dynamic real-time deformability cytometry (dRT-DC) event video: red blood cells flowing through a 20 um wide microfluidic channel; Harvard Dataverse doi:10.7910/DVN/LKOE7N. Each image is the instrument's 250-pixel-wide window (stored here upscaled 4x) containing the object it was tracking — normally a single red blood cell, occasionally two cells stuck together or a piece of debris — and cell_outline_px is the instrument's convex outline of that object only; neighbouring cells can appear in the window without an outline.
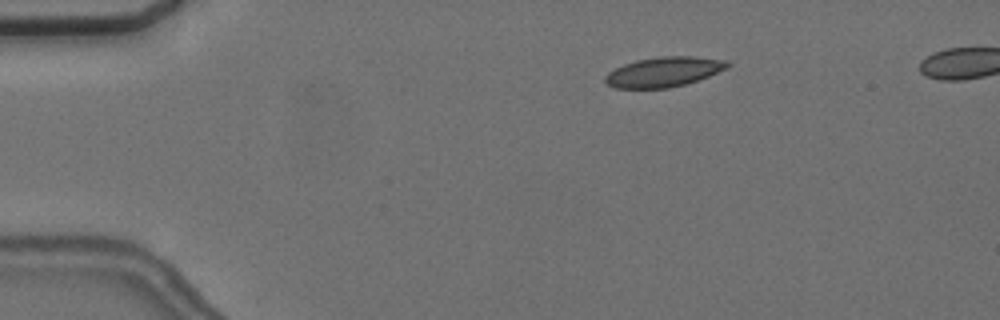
{"species": "common noctule bat (a hibernating species)", "species_latin": "Nyctalus noctula", "temperature_condition": "cold", "stored_images_in_passage": 6, "segment_of_instrument_passage": [1, 2], "camera_frame_rate_fps": 3000, "um_per_image_px": 0.085, "animal": {"sex": "female", "body_mass_g": 24.6, "forearm_length_mm": 56.2}, "frame": {"image": 1, "passage_image": 3, "time_ms": 2.333, "image_size_px": [1000, 320], "cell_outline_px": [[732, 64], [728, 68], [708, 76], [684, 84], [668, 88], [616, 88], [608, 84], [604, 80], [604, 76], [608, 72], [624, 64], [636, 60], [660, 56], [692, 56], [728, 60]], "centroid_in_image_um": [56.44, 6.1], "position_along_channel_um": 28.6, "area_um2": 21.27}}